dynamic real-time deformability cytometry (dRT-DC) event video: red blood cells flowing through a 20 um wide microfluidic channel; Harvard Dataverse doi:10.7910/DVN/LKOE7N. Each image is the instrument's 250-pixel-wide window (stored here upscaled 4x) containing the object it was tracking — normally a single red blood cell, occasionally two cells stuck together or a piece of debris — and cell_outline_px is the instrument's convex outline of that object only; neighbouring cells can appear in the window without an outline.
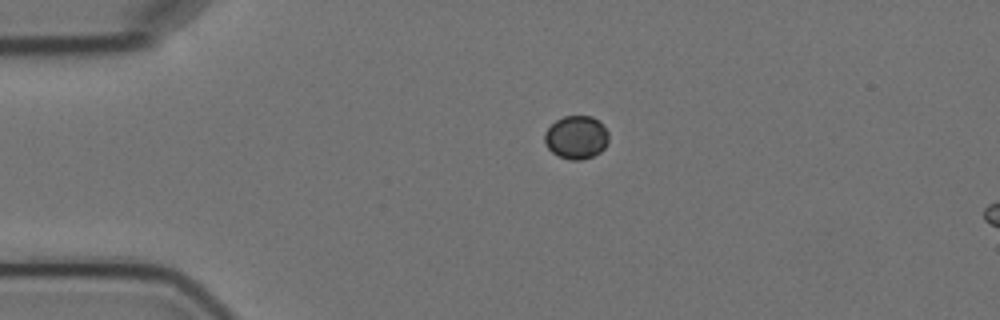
{"species": "Egyptian fruit bat (a non-hibernating species)", "species_latin": "Rousettus aegyptiacus", "temperature_condition": "cold", "stored_images_in_passage": 3, "segment_of_instrument_passage": [1, 2], "camera_frame_rate_fps": 3000, "um_per_image_px": 0.085, "animal": {"sex": "female"}, "frame": {"image": 1, "passage_image": 1, "time_ms": 0.0, "image_size_px": [1000, 320], "cell_outline_px": [[608, 140], [604, 148], [600, 152], [592, 156], [580, 160], [568, 160], [556, 156], [544, 144], [544, 132], [556, 120], [564, 116], [592, 116], [608, 132]], "centroid_in_image_um": [48.94, 11.69], "position_along_channel_um": 36.1, "area_um2": 16.13}}